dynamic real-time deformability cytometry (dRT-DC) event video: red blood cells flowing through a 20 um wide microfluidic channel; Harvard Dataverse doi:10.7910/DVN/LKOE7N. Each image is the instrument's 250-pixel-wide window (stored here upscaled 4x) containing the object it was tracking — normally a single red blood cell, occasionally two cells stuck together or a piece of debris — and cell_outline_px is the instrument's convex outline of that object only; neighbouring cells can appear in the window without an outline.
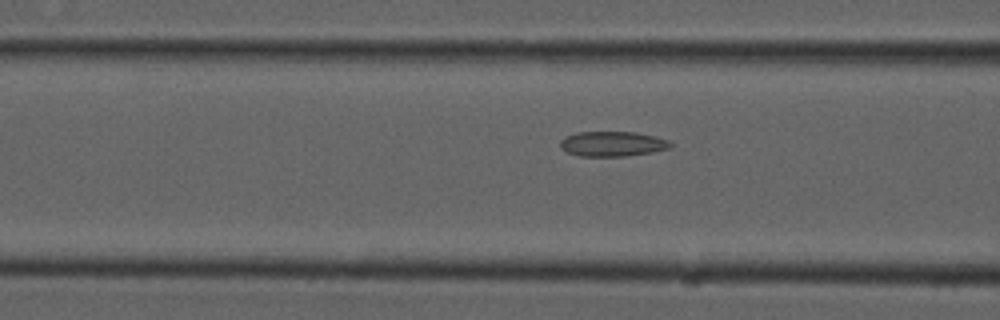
{"species": "common noctule bat (a hibernating species)", "species_latin": "Nyctalus noctula", "temperature_condition": "cold", "stored_images_in_passage": 9, "camera_frame_rate_fps": 3000, "um_per_image_px": 0.085, "animal": {"sex": "male", "forearm_length_mm": 52.5}, "frame": {"image": 1, "passage_image": 6, "time_ms": 1.667, "image_size_px": [1000, 320], "cell_outline_px": [[672, 144], [668, 148], [652, 152], [624, 156], [580, 156], [568, 152], [560, 148], [560, 140], [564, 136], [576, 132], [636, 132], [668, 140]], "centroid_in_image_um": [52.0, 12.22], "position_along_channel_um": 114.6, "area_um2": 15.95}}